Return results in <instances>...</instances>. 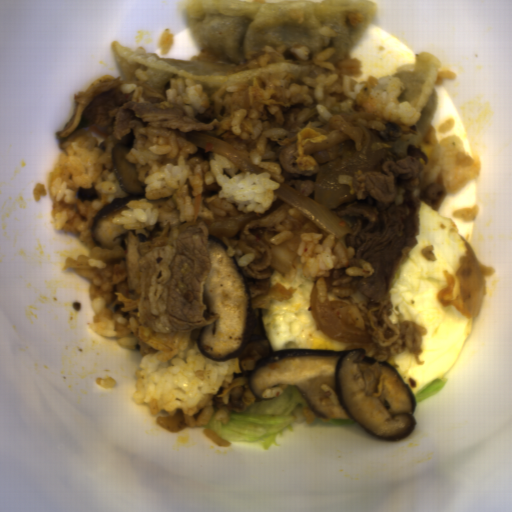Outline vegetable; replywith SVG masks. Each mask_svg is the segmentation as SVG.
Here are the masks:
<instances>
[{"label":"vegetable","mask_w":512,"mask_h":512,"mask_svg":"<svg viewBox=\"0 0 512 512\" xmlns=\"http://www.w3.org/2000/svg\"><path fill=\"white\" fill-rule=\"evenodd\" d=\"M282 391L283 394L278 397L254 400L242 414L227 412L224 424L216 418L213 410L206 425L218 438L229 442L258 444L263 450L271 448L284 431L291 429L298 421L303 425L320 423L327 426H355V422L349 420L308 422L303 416L306 402L300 392L289 385Z\"/></svg>","instance_id":"1"},{"label":"vegetable","mask_w":512,"mask_h":512,"mask_svg":"<svg viewBox=\"0 0 512 512\" xmlns=\"http://www.w3.org/2000/svg\"><path fill=\"white\" fill-rule=\"evenodd\" d=\"M446 381V378L433 381L422 390L414 393L416 396V403L438 394L444 387Z\"/></svg>","instance_id":"2"}]
</instances>
